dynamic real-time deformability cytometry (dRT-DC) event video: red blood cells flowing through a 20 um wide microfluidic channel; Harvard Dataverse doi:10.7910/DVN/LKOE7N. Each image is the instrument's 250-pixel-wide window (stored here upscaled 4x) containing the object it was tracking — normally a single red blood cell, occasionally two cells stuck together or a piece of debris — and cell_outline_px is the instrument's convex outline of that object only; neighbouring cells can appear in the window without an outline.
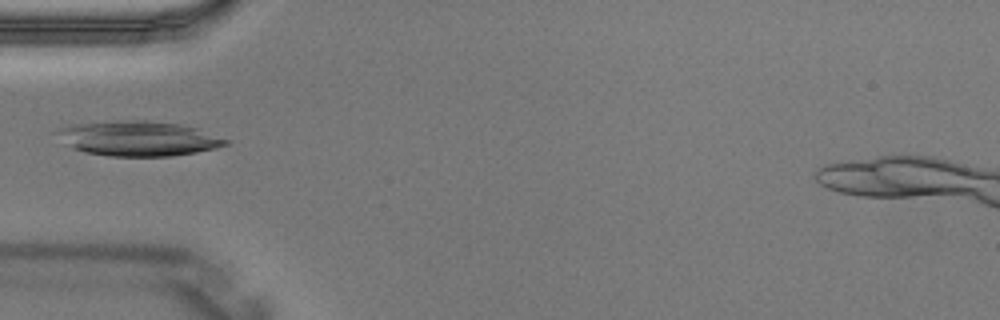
{"species": "Egyptian fruit bat (a non-hibernating species)", "species_latin": "Rousettus aegyptiacus", "temperature_condition": "warm", "stored_images_in_passage": 2, "camera_frame_rate_fps": 3000, "um_per_image_px": 0.085, "animal": {"sex": "male"}, "frame": {"image": 1, "passage_image": 2, "time_ms": 0.333, "image_size_px": [1000, 320], "cell_outline_px": [[228, 144], [216, 148], [196, 152], [172, 156], [108, 156], [84, 152], [72, 148], [56, 132], [60, 128], [72, 124], [116, 120], [148, 120], [180, 124], [196, 128], [228, 140]], "centroid_in_image_um": [11.76, 11.76], "position_along_channel_um": 73.2, "area_um2": 34.1}}